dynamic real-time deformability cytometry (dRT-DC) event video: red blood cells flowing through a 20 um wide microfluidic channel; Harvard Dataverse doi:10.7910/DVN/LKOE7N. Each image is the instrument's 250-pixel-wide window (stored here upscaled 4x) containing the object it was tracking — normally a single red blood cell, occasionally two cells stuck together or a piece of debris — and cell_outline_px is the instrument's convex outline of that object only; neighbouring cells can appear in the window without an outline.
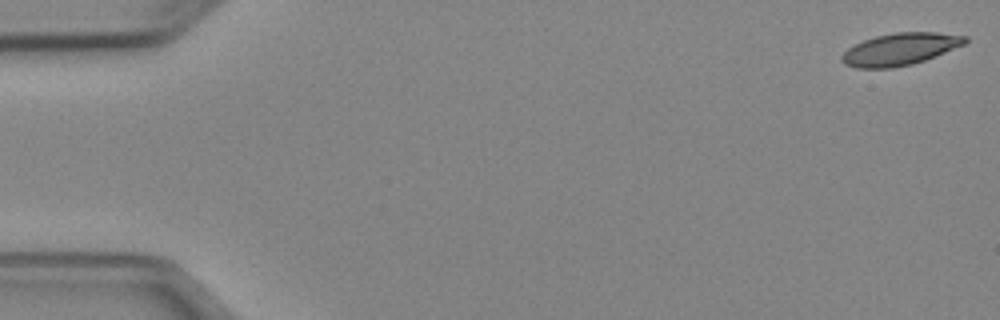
{"species": "Egyptian fruit bat (a non-hibernating species)", "species_latin": "Rousettus aegyptiacus", "temperature_condition": "cold", "stored_images_in_passage": 51, "camera_frame_rate_fps": 3000, "um_per_image_px": 0.085, "animal": {"sex": "female"}, "frame": {"image": 1, "passage_image": 1, "time_ms": 0.0, "image_size_px": [1000, 320], "cell_outline_px": [[968, 40], [964, 44], [924, 60], [912, 64], [892, 68], [856, 68], [844, 64], [840, 60], [840, 56], [848, 48], [864, 40], [876, 36], [896, 32], [936, 32], [968, 36]], "centroid_in_image_um": [76.48, 4.18], "position_along_channel_um": 8.5, "area_um2": 22.95}}
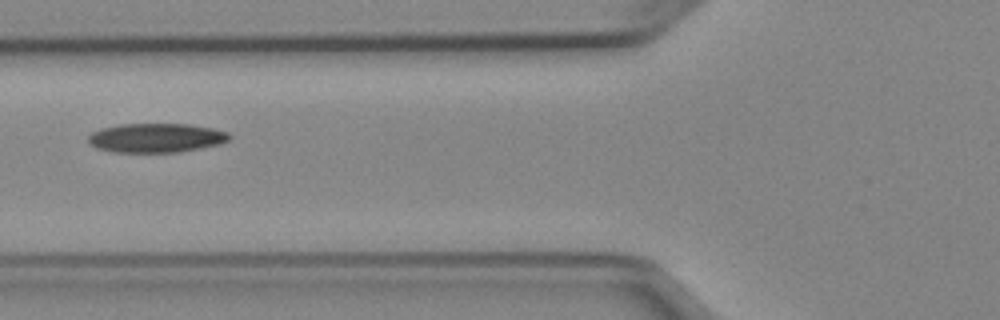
{"frame": {"image": 2, "passage_image": 20, "time_ms": 6.333, "image_size_px": [1000, 320], "cell_outline_px": [[232, 136], [228, 140], [220, 144], [180, 152], [112, 152], [96, 148], [88, 144], [88, 136], [92, 132], [100, 128], [120, 124], [188, 124], [212, 128], [228, 132]], "centroid_in_image_um": [13.24, 11.72], "position_along_channel_um": 112.6, "area_um2": 24.16}}
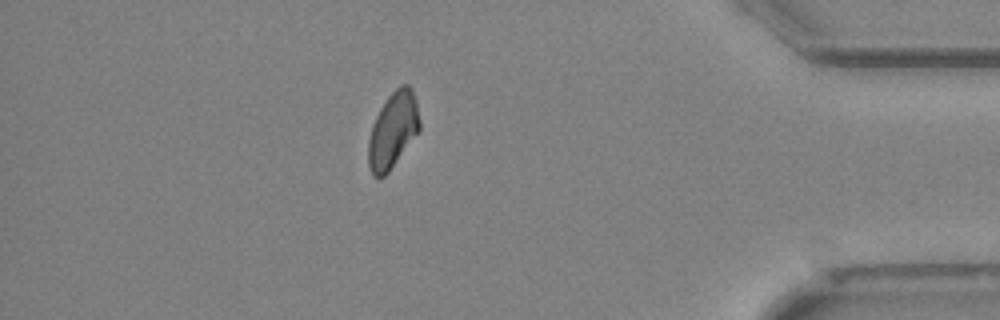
{"frame": {"image": 3, "passage_image": 45, "time_ms": 14.667, "image_size_px": [1000, 320], "cell_outline_px": [[420, 128], [388, 172], [384, 176], [372, 176], [368, 164], [368, 140], [372, 124], [380, 108], [388, 96], [400, 84], [408, 84], [412, 88], [416, 100], [420, 120]], "centroid_in_image_um": [33.38, 11.03], "position_along_channel_um": 401.8, "area_um2": 22.43}, "authors_computed_cell_mechanics": {"area_um2": 23.4668, "velocity_mm_per_s": 3.931, "shape_relaxation_time_tau1_ms": 10.6205, "shape_relaxation_time_tau2_ms": null, "deformation_change_tau1": 0.1932, "deformation_change_tau2": null}}